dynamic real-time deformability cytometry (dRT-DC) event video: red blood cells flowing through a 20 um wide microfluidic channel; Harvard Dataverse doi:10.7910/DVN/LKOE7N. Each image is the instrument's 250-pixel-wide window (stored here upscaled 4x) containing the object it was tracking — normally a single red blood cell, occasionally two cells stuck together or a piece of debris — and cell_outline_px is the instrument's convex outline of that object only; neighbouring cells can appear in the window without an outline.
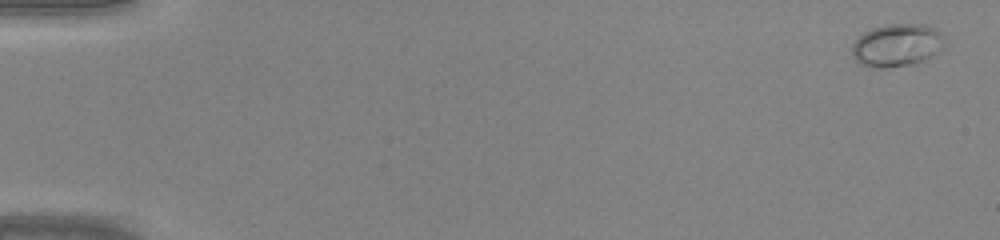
{"species": "common noctule bat (a hibernating species)", "species_latin": "Nyctalus noctula", "temperature_condition": "warm", "stored_images_in_passage": 46, "camera_frame_rate_fps": 3000, "um_per_image_px": 0.085, "animal": {"sex": "male", "body_mass_g": 20.0, "forearm_length_mm": 53.3}, "frame": {"image": 1, "passage_image": 1, "time_ms": 0.0, "image_size_px": [1000, 240], "cell_outline_px": [[944, 48], [932, 56], [924, 60], [908, 64], [884, 68], [872, 68], [860, 64], [852, 56], [852, 44], [864, 32], [872, 28], [884, 24], [924, 24], [936, 28], [944, 32]], "centroid_in_image_um": [76.26, 3.83], "position_along_channel_um": 8.7, "area_um2": 23.35}}
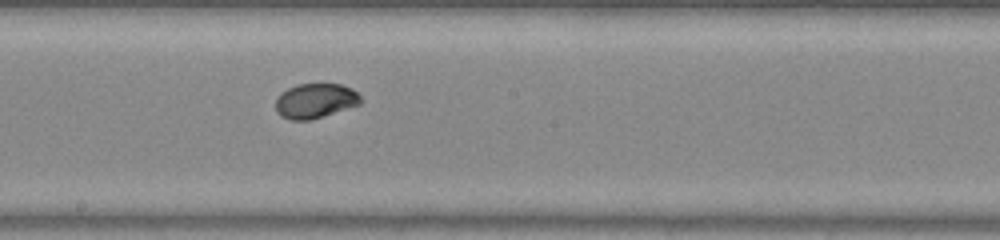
{"frame": {"image": 2, "passage_image": 26, "time_ms": 8.333, "image_size_px": [1000, 240], "cell_outline_px": [[364, 100], [360, 104], [308, 120], [292, 120], [280, 116], [276, 112], [276, 96], [280, 92], [296, 84], [340, 84], [352, 88]], "centroid_in_image_um": [26.77, 8.55], "position_along_channel_um": 221.4, "area_um2": 17.22}}
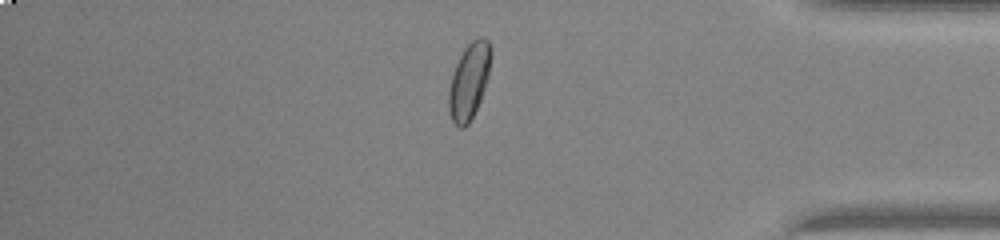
{"frame": {"image": 3, "passage_image": 39, "time_ms": 12.667, "image_size_px": [1000, 240], "cell_outline_px": [[492, 52], [488, 76], [480, 100], [468, 124], [464, 128], [460, 128], [452, 120], [448, 108], [448, 92], [452, 72], [464, 48], [472, 40], [480, 36], [484, 36], [488, 40], [492, 48]], "centroid_in_image_um": [39.87, 6.85], "position_along_channel_um": 395.3, "area_um2": 18.73}}